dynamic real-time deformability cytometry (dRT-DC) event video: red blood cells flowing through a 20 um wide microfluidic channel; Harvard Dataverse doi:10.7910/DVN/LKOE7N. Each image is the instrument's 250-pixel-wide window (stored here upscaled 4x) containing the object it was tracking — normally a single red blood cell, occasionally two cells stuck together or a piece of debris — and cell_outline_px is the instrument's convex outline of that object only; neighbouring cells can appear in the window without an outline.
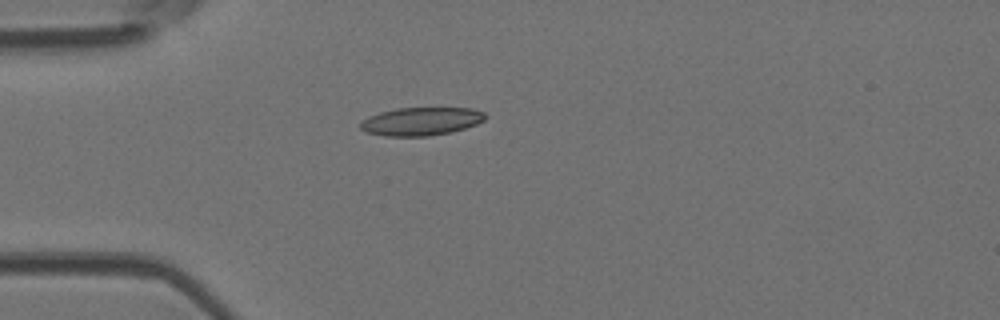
{"species": "Egyptian fruit bat (a non-hibernating species)", "species_latin": "Rousettus aegyptiacus", "temperature_condition": "room temperature", "stored_images_in_passage": 2, "camera_frame_rate_fps": 3000, "um_per_image_px": 0.085, "animal": {"sex": "female"}, "frame": {"image": 1, "passage_image": 2, "time_ms": 0.333, "image_size_px": [1000, 320], "cell_outline_px": [[488, 116], [484, 120], [476, 124], [464, 128], [448, 132], [428, 136], [384, 136], [368, 132], [360, 128], [360, 124], [368, 116], [380, 112], [396, 108], [472, 108], [484, 112]], "centroid_in_image_um": [35.8, 10.3], "position_along_channel_um": 49.2, "area_um2": 20.35}}